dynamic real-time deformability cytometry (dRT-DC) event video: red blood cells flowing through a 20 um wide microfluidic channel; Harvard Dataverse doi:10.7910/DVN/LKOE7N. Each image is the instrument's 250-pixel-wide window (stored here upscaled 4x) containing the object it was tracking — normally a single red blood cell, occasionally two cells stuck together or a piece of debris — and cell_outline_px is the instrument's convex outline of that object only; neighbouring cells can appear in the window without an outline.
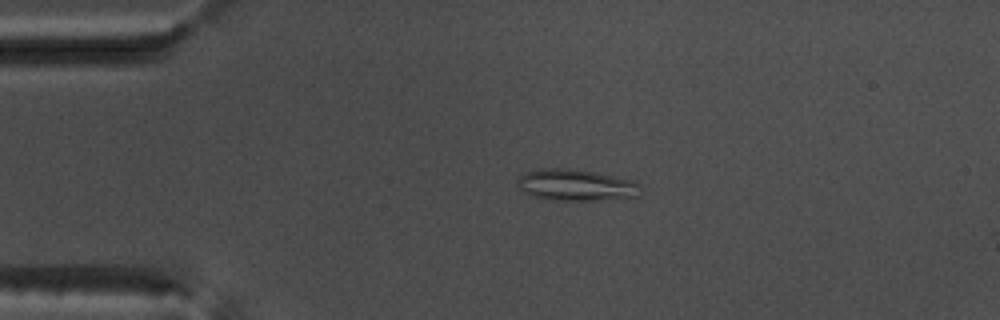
{"species": "common noctule bat (a hibernating species)", "species_latin": "Nyctalus noctula", "temperature_condition": "warm", "stored_images_in_passage": 43, "camera_frame_rate_fps": 3000, "um_per_image_px": 0.085, "animal": {"sex": "male", "body_mass_g": 17.5, "forearm_length_mm": 52.3}, "frame": {"image": 1, "passage_image": 1, "time_ms": 0.0, "image_size_px": [1000, 320], "cell_outline_px": [[640, 184], [636, 196], [600, 200], [552, 200], [528, 196], [520, 192], [516, 184], [520, 176], [524, 172], [540, 168], [568, 168], [592, 172], [636, 180]], "centroid_in_image_um": [48.86, 15.73], "position_along_channel_um": 36.1, "area_um2": 22.77}}
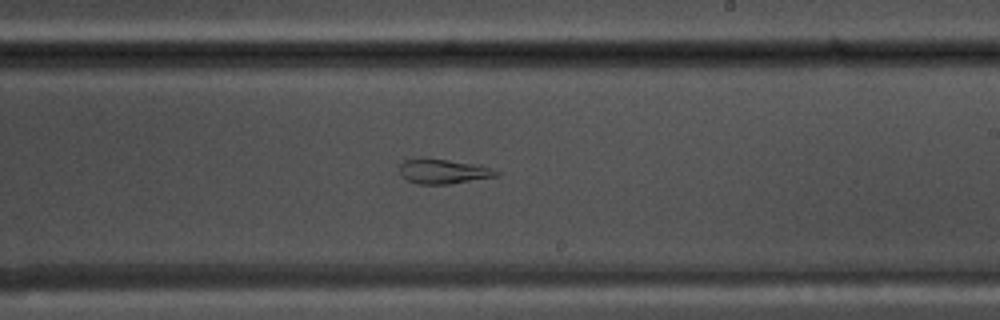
{"frame": {"image": 2, "passage_image": 21, "time_ms": 6.667, "image_size_px": [1000, 320], "cell_outline_px": [[500, 172], [496, 176], [448, 184], [416, 184], [400, 176], [400, 164], [404, 160], [420, 156], [476, 164], [492, 168]], "centroid_in_image_um": [37.61, 14.54], "position_along_channel_um": 251.4, "area_um2": 14.1}}
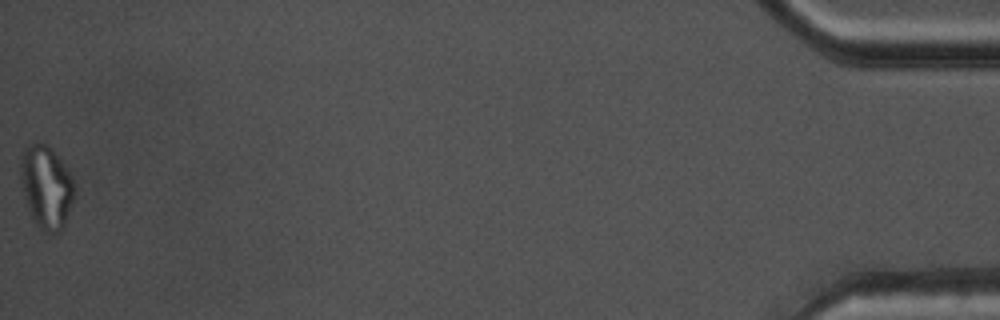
{"frame": {"image": 3, "passage_image": 43, "time_ms": 14.0, "image_size_px": [1000, 320], "cell_outline_px": [[76, 196], [64, 228], [56, 236], [44, 232], [36, 224], [28, 208], [20, 180], [20, 156], [24, 148], [32, 140], [36, 140], [48, 144], [52, 148], [72, 176], [76, 192]], "centroid_in_image_um": [3.96, 15.88], "position_along_channel_um": 431.2, "area_um2": 26.93}, "authors_computed_cell_mechanics": {"area_um2": 18.785, "velocity_mm_per_s": 3.7996, "shape_relaxation_time_tau1_ms": null, "shape_relaxation_time_tau2_ms": 1.8113, "deformation_change_tau1": null, "deformation_change_tau2": 0.0942}}